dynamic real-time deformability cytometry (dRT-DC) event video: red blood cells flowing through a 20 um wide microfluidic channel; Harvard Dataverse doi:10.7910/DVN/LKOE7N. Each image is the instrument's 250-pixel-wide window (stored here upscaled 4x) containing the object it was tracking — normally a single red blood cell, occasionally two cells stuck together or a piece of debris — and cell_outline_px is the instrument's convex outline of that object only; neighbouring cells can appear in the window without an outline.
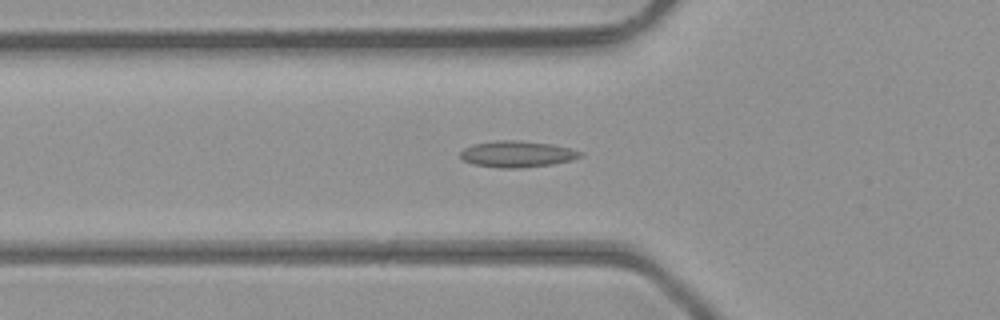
{"species": "common noctule bat (a hibernating species)", "species_latin": "Nyctalus noctula", "temperature_condition": "room temperature", "stored_images_in_passage": 41, "camera_frame_rate_fps": 3000, "um_per_image_px": 0.085, "animal": {"sex": "male", "body_mass_g": 23.1, "forearm_length_mm": 52.7}, "frame": {"image": 1, "passage_image": 11, "time_ms": 3.333, "image_size_px": [1000, 320], "cell_outline_px": [[584, 156], [572, 160], [552, 164], [520, 168], [500, 168], [472, 164], [464, 160], [460, 156], [460, 152], [464, 148], [472, 144], [496, 140], [520, 140], [552, 144], [584, 152]], "centroid_in_image_um": [43.96, 13.09], "position_along_channel_um": 81.8, "area_um2": 18.55}}
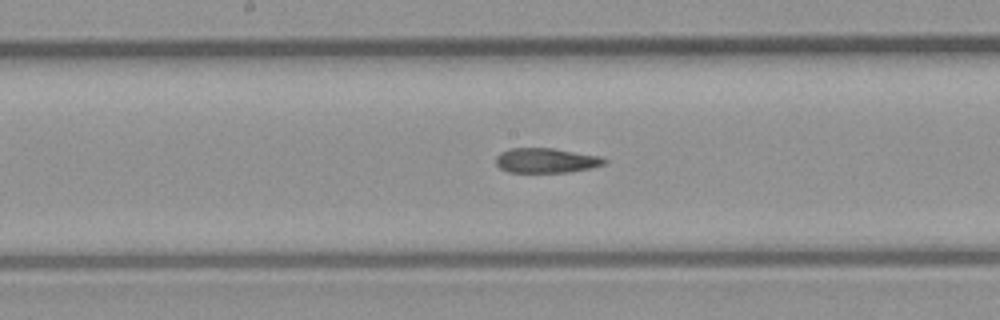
{"frame": {"image": 2, "passage_image": 19, "time_ms": 6.0, "image_size_px": [1000, 320], "cell_outline_px": [[608, 160], [604, 164], [592, 168], [568, 172], [508, 172], [500, 168], [496, 164], [496, 156], [500, 152], [512, 148], [552, 148], [604, 156]], "centroid_in_image_um": [46.46, 13.63], "position_along_channel_um": 201.7, "area_um2": 15.84}}
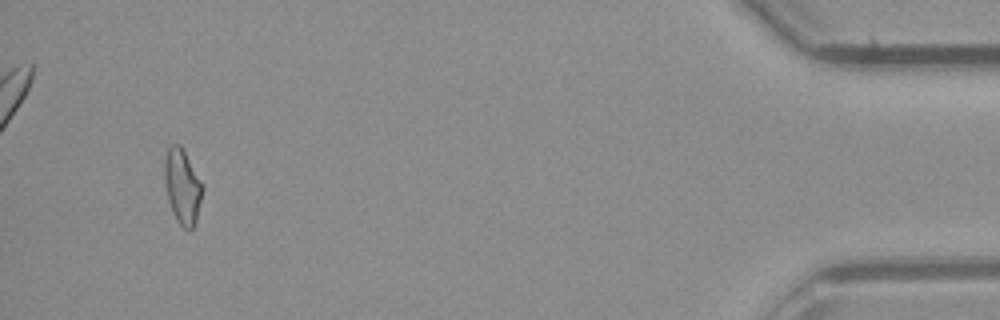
{"frame": {"image": 3, "passage_image": 39, "time_ms": 12.667, "image_size_px": [1000, 320], "cell_outline_px": [[204, 188], [196, 220], [192, 228], [188, 232], [176, 220], [168, 200], [164, 180], [164, 164], [168, 148], [172, 144], [180, 144], [204, 184]], "centroid_in_image_um": [15.52, 15.85], "position_along_channel_um": 419.7, "area_um2": 16.65}, "authors_computed_cell_mechanics": {"area_um2": 16.5886, "velocity_mm_per_s": 4.4458, "shape_relaxation_time_tau1_ms": null, "shape_relaxation_time_tau2_ms": 7.3719, "deformation_change_tau1": null, "deformation_change_tau2": 0.1662}}